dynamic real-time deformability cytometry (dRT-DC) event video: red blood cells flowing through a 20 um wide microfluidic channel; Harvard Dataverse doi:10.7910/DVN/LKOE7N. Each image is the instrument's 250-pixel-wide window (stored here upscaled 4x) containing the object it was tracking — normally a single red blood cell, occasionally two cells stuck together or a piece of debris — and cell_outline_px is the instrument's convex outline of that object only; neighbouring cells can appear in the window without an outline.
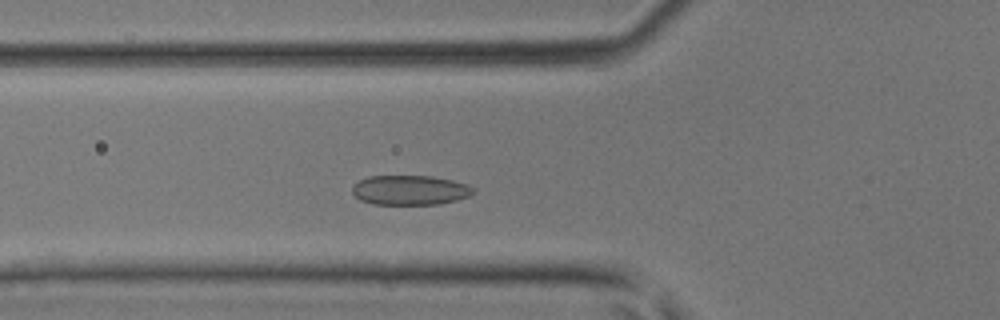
{"species": "common noctule bat (a hibernating species)", "species_latin": "Nyctalus noctula", "temperature_condition": "room temperature", "stored_images_in_passage": 38, "camera_frame_rate_fps": 3000, "um_per_image_px": 0.085, "animal": {"sex": "male", "body_mass_g": 17.9, "forearm_length_mm": 54.2}, "frame": {"image": 1, "passage_image": 10, "time_ms": 3.0, "image_size_px": [1000, 320], "cell_outline_px": [[476, 192], [468, 196], [456, 200], [440, 204], [372, 204], [360, 200], [352, 192], [352, 184], [368, 176], [432, 176], [452, 180], [468, 184]], "centroid_in_image_um": [34.84, 16.16], "position_along_channel_um": 91.0, "area_um2": 20.98}}
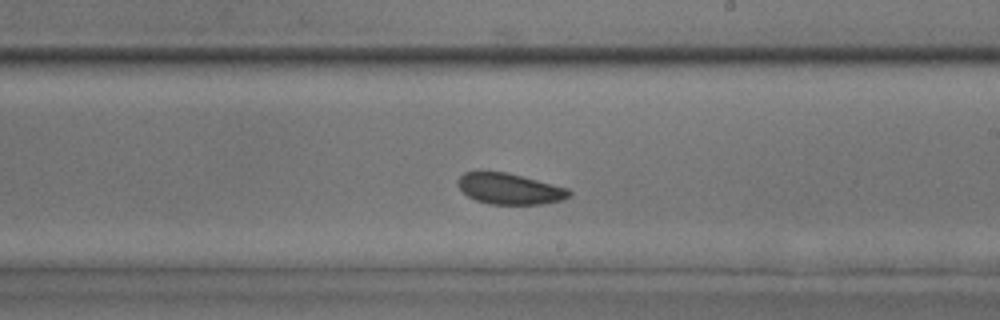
{"frame": {"image": 2, "passage_image": 20, "time_ms": 6.333, "image_size_px": [1000, 320], "cell_outline_px": [[572, 196], [564, 200], [544, 204], [488, 204], [476, 200], [468, 196], [456, 184], [456, 180], [464, 172], [480, 168], [508, 172], [568, 188], [572, 192]], "centroid_in_image_um": [43.28, 16.01], "position_along_channel_um": 245.7, "area_um2": 20.87}}
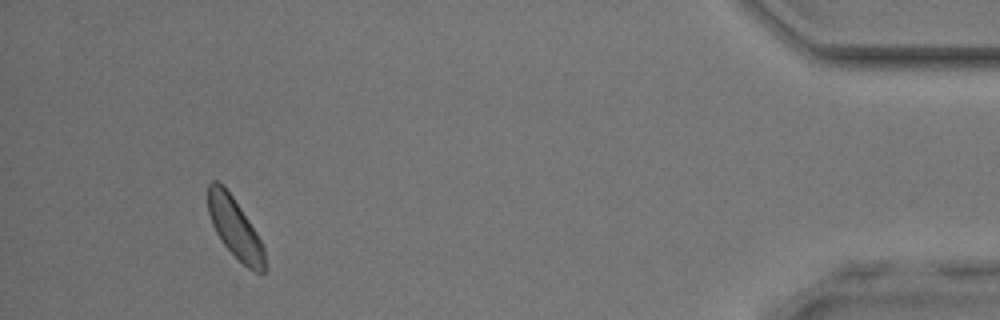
{"frame": {"image": 3, "passage_image": 35, "time_ms": 11.333, "image_size_px": [1000, 320], "cell_outline_px": [[268, 268], [260, 276], [248, 268], [224, 244], [216, 232], [212, 224], [208, 212], [208, 184], [212, 180], [216, 180], [224, 184], [256, 232], [264, 248]], "centroid_in_image_um": [20.0, 19.4], "position_along_channel_um": 415.2, "area_um2": 19.94}}